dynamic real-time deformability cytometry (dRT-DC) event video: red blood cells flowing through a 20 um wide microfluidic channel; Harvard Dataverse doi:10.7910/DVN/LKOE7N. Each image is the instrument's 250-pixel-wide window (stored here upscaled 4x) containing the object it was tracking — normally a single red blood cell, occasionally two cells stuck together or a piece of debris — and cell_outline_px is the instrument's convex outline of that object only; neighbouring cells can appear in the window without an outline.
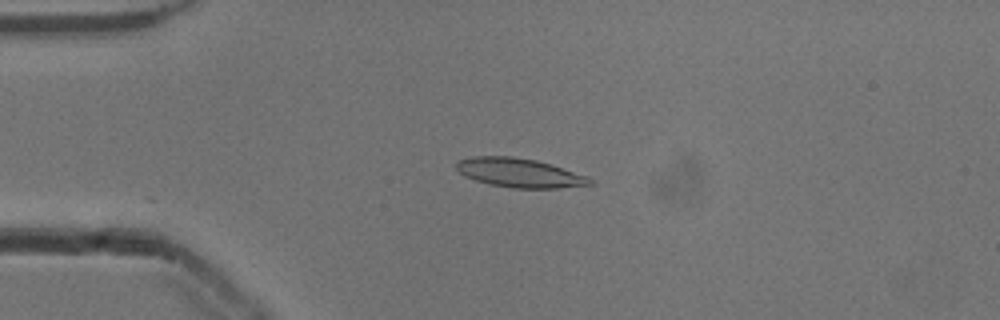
{"species": "common noctule bat (a hibernating species)", "species_latin": "Nyctalus noctula", "temperature_condition": "cold", "stored_images_in_passage": 52, "camera_frame_rate_fps": 3000, "um_per_image_px": 0.085, "animal": {"sex": "male", "body_mass_g": 13.3}, "frame": {"image": 1, "passage_image": 12, "time_ms": 3.667, "image_size_px": [1000, 320], "cell_outline_px": [[596, 184], [556, 188], [512, 188], [488, 184], [464, 176], [456, 168], [456, 164], [460, 160], [472, 156], [512, 156], [536, 160], [552, 164], [588, 176]], "centroid_in_image_um": [44.18, 14.69], "position_along_channel_um": 40.8, "area_um2": 22.72}}
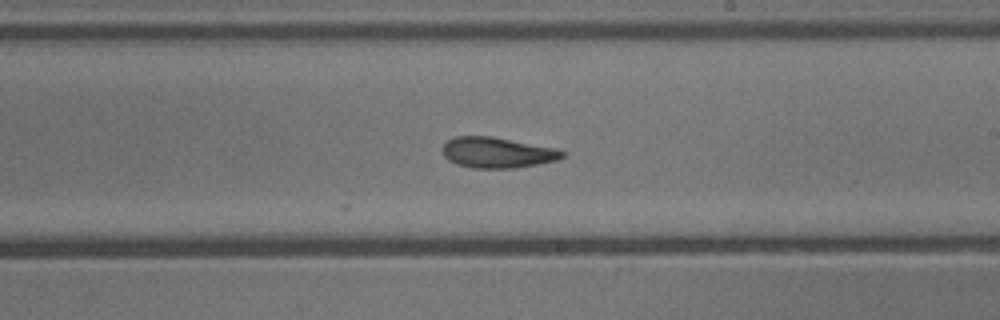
{"frame": {"image": 2, "passage_image": 30, "time_ms": 9.667, "image_size_px": [1000, 320], "cell_outline_px": [[564, 156], [556, 160], [516, 168], [472, 168], [456, 164], [448, 160], [444, 156], [444, 144], [448, 140], [456, 136], [492, 136], [556, 148], [564, 152]], "centroid_in_image_um": [42.25, 12.97], "position_along_channel_um": 246.7, "area_um2": 21.27}}
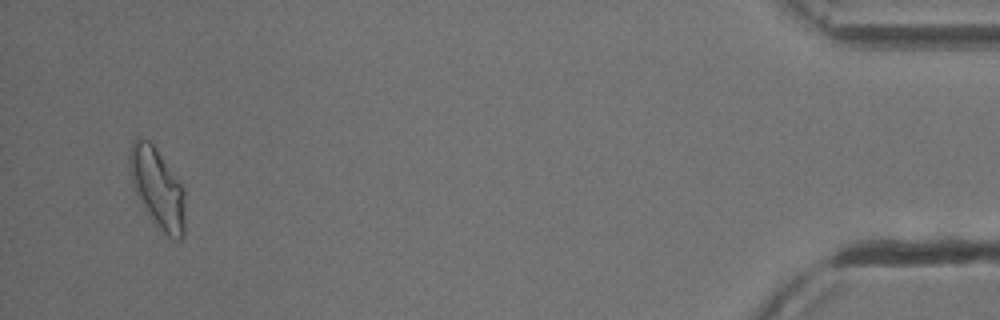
{"frame": {"image": 3, "passage_image": 50, "time_ms": 16.333, "image_size_px": [1000, 320], "cell_outline_px": [[184, 236], [180, 240], [176, 240], [168, 236], [152, 220], [140, 204], [132, 180], [128, 156], [132, 140], [136, 136], [148, 140], [152, 144], [184, 188]], "centroid_in_image_um": [13.37, 15.99], "position_along_channel_um": 421.8, "area_um2": 25.55}, "authors_computed_cell_mechanics": {"area_um2": 21.964, "velocity_mm_per_s": 3.8835, "shape_relaxation_time_tau1_ms": 9.1452, "shape_relaxation_time_tau2_ms": 2.8522, "deformation_change_tau1": 0.242, "deformation_change_tau2": 0.1086}}